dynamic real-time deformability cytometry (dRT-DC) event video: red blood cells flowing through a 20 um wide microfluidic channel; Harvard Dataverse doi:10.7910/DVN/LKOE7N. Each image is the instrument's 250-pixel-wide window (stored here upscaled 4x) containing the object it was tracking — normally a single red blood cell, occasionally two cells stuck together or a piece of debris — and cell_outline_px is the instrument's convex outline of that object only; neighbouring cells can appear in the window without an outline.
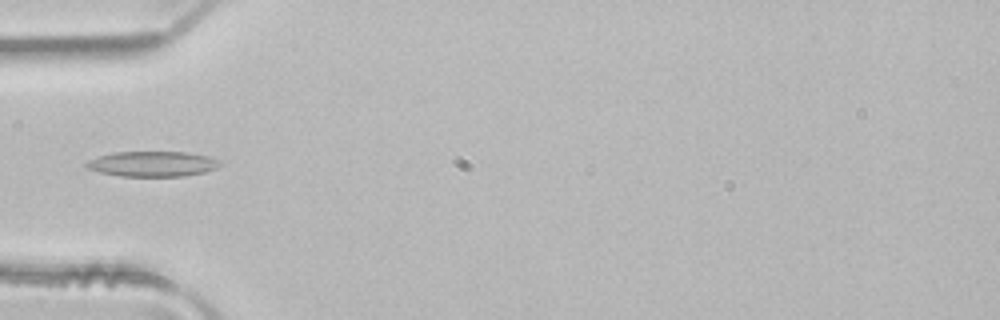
{"species": "common noctule bat (a hibernating species)", "species_latin": "Nyctalus noctula", "temperature_condition": "room temperature", "stored_images_in_passage": 3, "camera_frame_rate_fps": 3000, "um_per_image_px": 0.085, "animal": {"sex": "male", "body_mass_g": 21.5, "forearm_length_mm": 52.0}, "frame": {"image": 1, "passage_image": 3, "time_ms": 0.667, "image_size_px": [1000, 320], "cell_outline_px": [[220, 164], [216, 168], [204, 172], [184, 176], [120, 176], [100, 172], [88, 168], [84, 164], [88, 160], [112, 152], [188, 152], [208, 156], [220, 160]], "centroid_in_image_um": [12.97, 13.93], "position_along_channel_um": 72.0, "area_um2": 19.59}}